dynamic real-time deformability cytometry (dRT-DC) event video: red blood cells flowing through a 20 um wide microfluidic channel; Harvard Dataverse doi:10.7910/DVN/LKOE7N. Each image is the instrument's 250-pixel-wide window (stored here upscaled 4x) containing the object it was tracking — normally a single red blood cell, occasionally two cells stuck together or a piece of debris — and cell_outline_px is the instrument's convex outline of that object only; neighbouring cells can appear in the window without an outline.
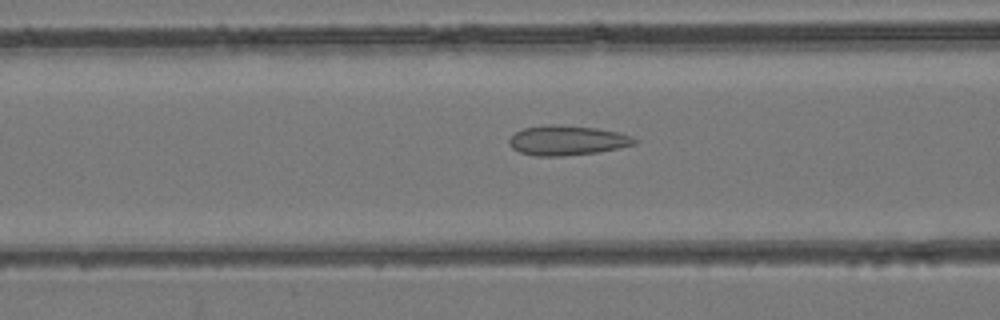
{"species": "common noctule bat (a hibernating species)", "species_latin": "Nyctalus noctula", "temperature_condition": "room temperature", "stored_images_in_passage": 18, "camera_frame_rate_fps": 3000, "um_per_image_px": 0.085, "animal": {"sex": "female", "body_mass_g": 24.6, "forearm_length_mm": 56.2}, "frame": {"image": 1, "passage_image": 7, "time_ms": 2.0, "image_size_px": [1000, 320], "cell_outline_px": [[640, 140], [636, 144], [596, 152], [560, 156], [536, 156], [520, 152], [512, 148], [508, 144], [508, 140], [516, 132], [524, 128], [548, 124], [560, 124], [596, 128], [616, 132], [632, 136]], "centroid_in_image_um": [48.19, 11.92], "position_along_channel_um": 118.4, "area_um2": 21.68}}
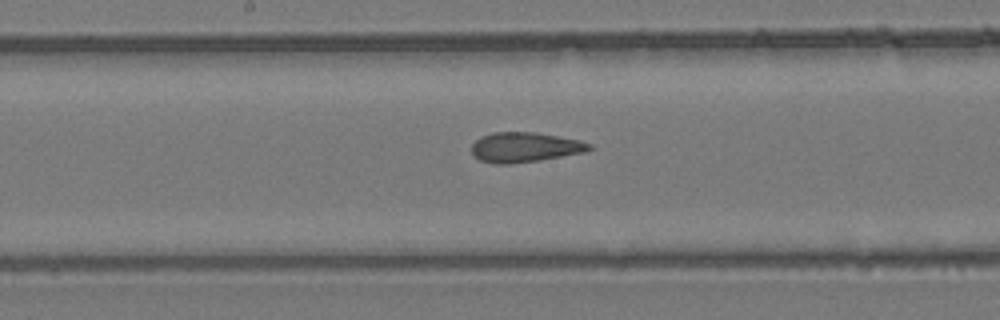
{"frame": {"image": 2, "passage_image": 13, "time_ms": 4.0, "image_size_px": [1000, 320], "cell_outline_px": [[596, 148], [584, 152], [540, 160], [508, 164], [492, 164], [480, 160], [472, 152], [472, 144], [480, 136], [492, 132], [536, 132], [580, 140], [592, 144]], "centroid_in_image_um": [44.63, 12.51], "position_along_channel_um": 203.6, "area_um2": 20.63}}
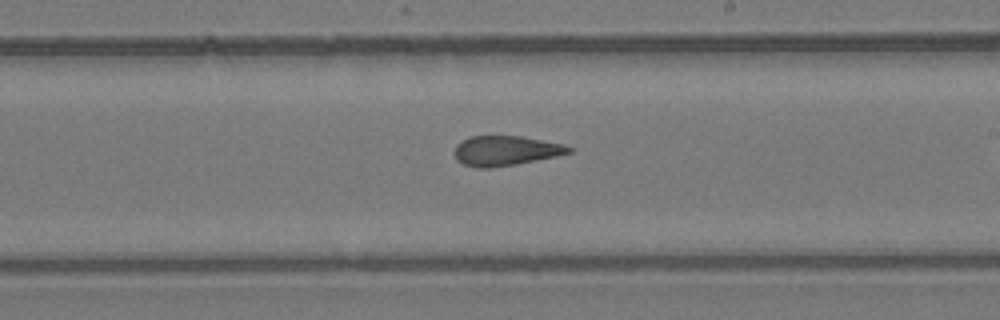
{"frame": {"image": 3, "passage_image": 16, "time_ms": 5.0, "image_size_px": [1000, 320], "cell_outline_px": [[572, 152], [556, 156], [516, 164], [488, 168], [476, 168], [464, 164], [456, 160], [456, 144], [460, 140], [472, 136], [524, 136], [564, 144], [572, 148]], "centroid_in_image_um": [42.98, 12.8], "position_along_channel_um": 246.0, "area_um2": 19.88}}